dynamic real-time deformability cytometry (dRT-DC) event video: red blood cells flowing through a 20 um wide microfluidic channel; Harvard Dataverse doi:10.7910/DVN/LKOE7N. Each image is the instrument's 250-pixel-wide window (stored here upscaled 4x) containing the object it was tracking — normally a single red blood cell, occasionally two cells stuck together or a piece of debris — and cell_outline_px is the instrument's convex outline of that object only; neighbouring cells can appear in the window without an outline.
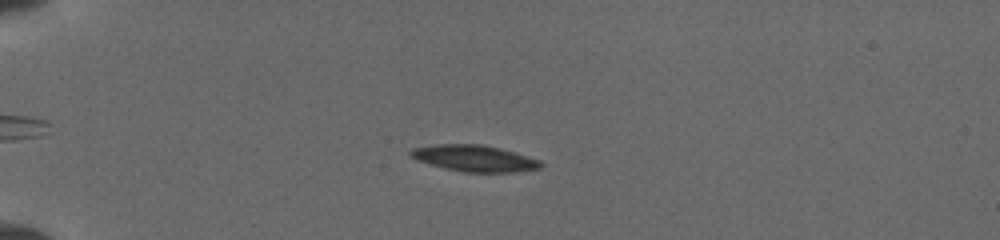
{"species": "common noctule bat (a hibernating species)", "species_latin": "Nyctalus noctula", "temperature_condition": "cold", "stored_images_in_passage": 14, "camera_frame_rate_fps": 3000, "um_per_image_px": 0.085, "animal": {"sex": "female", "body_mass_g": 19.5, "forearm_length_mm": 54.1}, "frame": {"image": 1, "passage_image": 8, "time_ms": 3.667, "image_size_px": [1000, 240], "cell_outline_px": [[544, 164], [540, 168], [512, 172], [464, 172], [432, 164], [420, 160], [412, 156], [408, 152], [416, 148], [440, 144], [480, 144], [512, 152], [540, 160]], "centroid_in_image_um": [40.38, 13.46], "position_along_channel_um": 44.6, "area_um2": 19.25}}
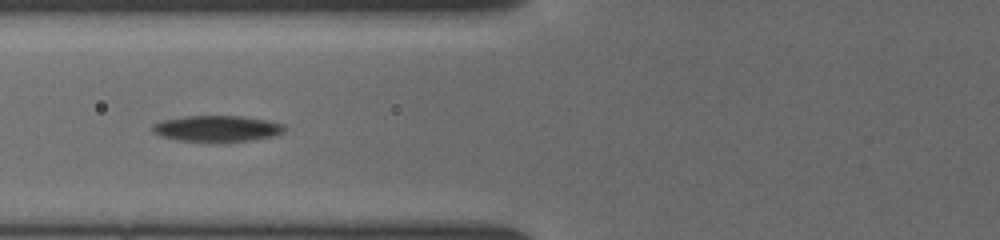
{"frame": {"image": 2, "passage_image": 13, "time_ms": 6.333, "image_size_px": [1000, 240], "cell_outline_px": [[288, 128], [284, 132], [276, 136], [228, 144], [212, 144], [176, 140], [160, 136], [152, 132], [152, 124], [160, 120], [188, 116], [244, 116], [284, 124]], "centroid_in_image_um": [18.45, 10.98], "position_along_channel_um": 107.3, "area_um2": 21.15}}